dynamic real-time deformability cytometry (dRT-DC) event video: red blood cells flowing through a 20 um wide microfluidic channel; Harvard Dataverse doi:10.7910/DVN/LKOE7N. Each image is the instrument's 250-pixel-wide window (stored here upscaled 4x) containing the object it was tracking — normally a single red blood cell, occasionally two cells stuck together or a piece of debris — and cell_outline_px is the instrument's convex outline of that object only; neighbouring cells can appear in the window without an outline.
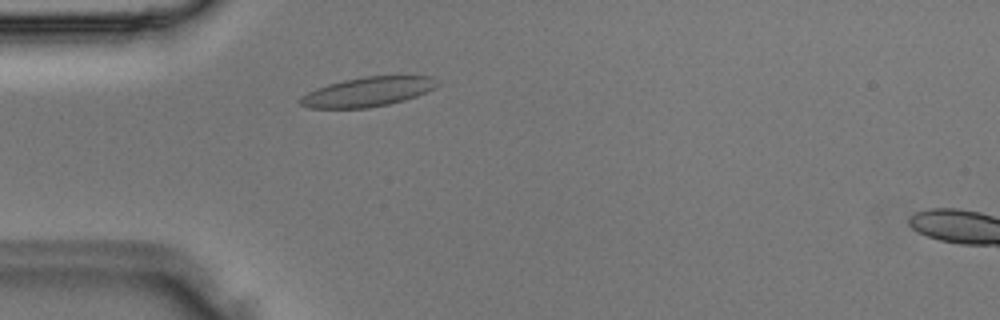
{"species": "Egyptian fruit bat (a non-hibernating species)", "species_latin": "Rousettus aegyptiacus", "temperature_condition": "room temperature", "stored_images_in_passage": 3, "camera_frame_rate_fps": 3000, "um_per_image_px": 0.085, "animal": {"sex": "male"}, "frame": {"image": 1, "passage_image": 2, "time_ms": 0.333, "image_size_px": [1000, 320], "cell_outline_px": [[440, 84], [436, 88], [416, 96], [404, 100], [388, 104], [368, 108], [308, 108], [300, 104], [300, 96], [316, 88], [328, 84], [344, 80], [364, 76], [432, 76]], "centroid_in_image_um": [31.26, 7.8], "position_along_channel_um": 53.7, "area_um2": 23.52}}